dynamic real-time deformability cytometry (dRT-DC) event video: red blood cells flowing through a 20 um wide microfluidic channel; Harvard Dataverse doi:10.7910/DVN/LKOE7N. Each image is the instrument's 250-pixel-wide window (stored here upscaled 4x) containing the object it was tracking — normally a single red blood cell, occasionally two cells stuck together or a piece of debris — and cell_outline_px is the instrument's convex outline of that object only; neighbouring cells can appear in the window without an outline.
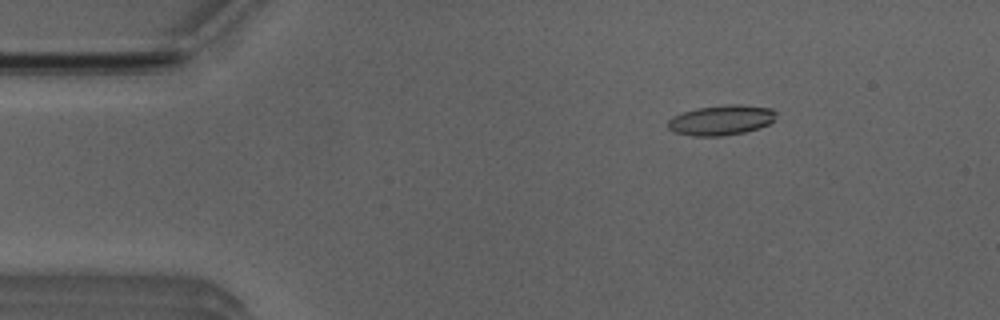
{"species": "Egyptian fruit bat (a non-hibernating species)", "species_latin": "Rousettus aegyptiacus", "temperature_condition": "room temperature", "stored_images_in_passage": 53, "camera_frame_rate_fps": 3000, "um_per_image_px": 0.085, "animal": {"sex": "male"}, "frame": {"image": 1, "passage_image": 8, "time_ms": 2.333, "image_size_px": [1000, 320], "cell_outline_px": [[776, 120], [760, 128], [744, 132], [720, 136], [692, 136], [672, 132], [668, 128], [668, 120], [672, 116], [696, 108], [724, 104], [740, 104], [772, 108], [776, 112]], "centroid_in_image_um": [61.31, 10.2], "position_along_channel_um": 23.7, "area_um2": 19.25}}
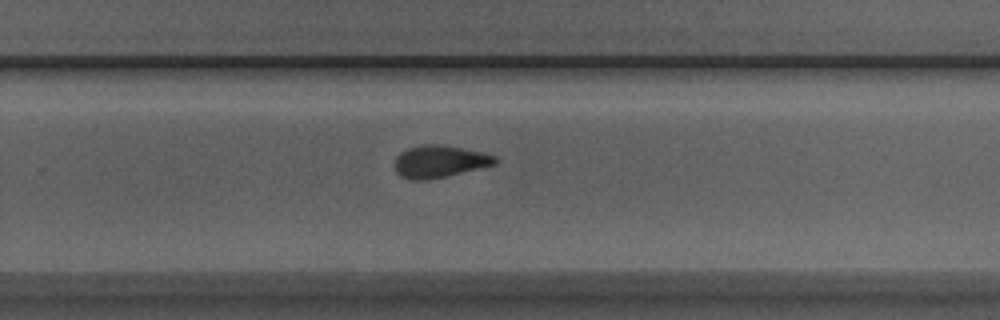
{"frame": {"image": 2, "passage_image": 34, "time_ms": 11.0, "image_size_px": [1000, 320], "cell_outline_px": [[500, 160], [496, 164], [444, 176], [424, 180], [412, 180], [400, 176], [396, 172], [396, 156], [400, 152], [408, 148], [428, 144], [444, 144], [480, 152], [496, 156]], "centroid_in_image_um": [37.36, 13.71], "position_along_channel_um": 292.4, "area_um2": 18.61}}
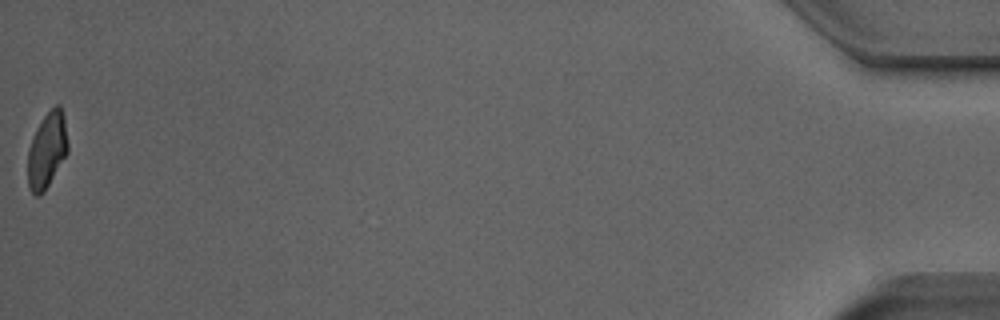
{"frame": {"image": 3, "passage_image": 53, "time_ms": 17.333, "image_size_px": [1000, 320], "cell_outline_px": [[68, 152], [44, 192], [40, 196], [36, 196], [32, 192], [28, 184], [28, 148], [36, 128], [44, 116], [56, 104], [60, 104], [64, 116], [68, 144]], "centroid_in_image_um": [4.0, 12.76], "position_along_channel_um": 431.2, "area_um2": 17.63}, "authors_computed_cell_mechanics": {"area_um2": 18.7272, "velocity_mm_per_s": 3.8738, "shape_relaxation_time_tau1_ms": null, "shape_relaxation_time_tau2_ms": 2.8248, "deformation_change_tau1": null, "deformation_change_tau2": 0.1007}}